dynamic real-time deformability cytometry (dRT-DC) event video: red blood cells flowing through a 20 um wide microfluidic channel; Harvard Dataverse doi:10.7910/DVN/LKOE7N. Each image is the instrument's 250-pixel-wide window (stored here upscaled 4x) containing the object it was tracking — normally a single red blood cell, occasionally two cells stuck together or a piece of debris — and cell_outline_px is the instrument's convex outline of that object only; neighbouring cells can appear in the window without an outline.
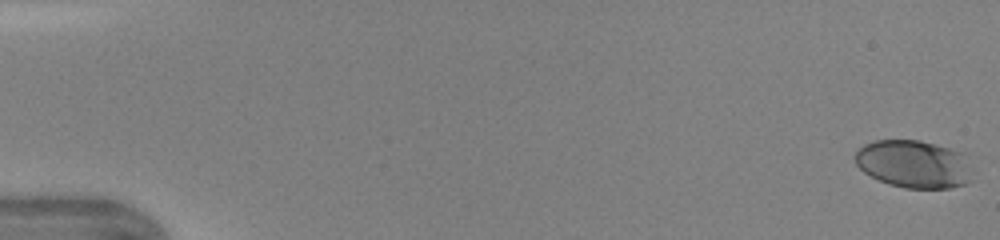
{"species": "human", "species_latin": "Homo sapiens", "temperature_condition": "warm", "stored_images_in_passage": 37, "camera_frame_rate_fps": 3000, "um_per_image_px": 0.085, "donor": {"sex": "female"}, "frame": {"image": 1, "passage_image": 1, "time_ms": 0.0, "image_size_px": [1000, 240], "cell_outline_px": [[968, 180], [964, 184], [952, 188], [904, 188], [888, 184], [864, 172], [856, 164], [852, 156], [864, 144], [876, 140], [920, 140], [964, 152]], "centroid_in_image_um": [77.58, 13.93], "position_along_channel_um": 7.4, "area_um2": 32.25}}
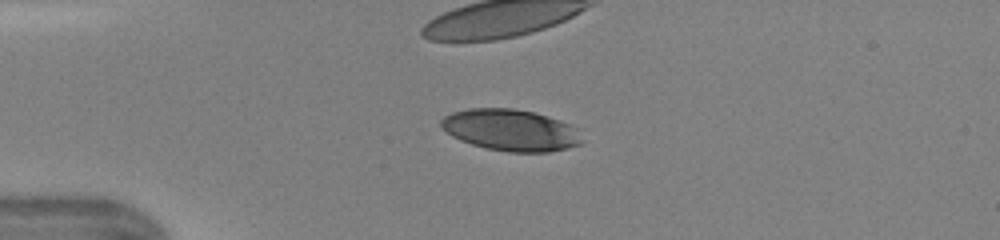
{"frame": {"image": 2, "passage_image": 12, "time_ms": 3.667, "image_size_px": [1000, 240], "cell_outline_px": [[580, 144], [568, 148], [548, 152], [508, 152], [488, 148], [472, 144], [460, 140], [452, 136], [440, 128], [440, 120], [444, 116], [452, 112], [468, 108], [512, 108], [532, 112], [548, 116], [568, 124], [576, 128], [580, 140]], "centroid_in_image_um": [43.35, 11.05], "position_along_channel_um": 41.7, "area_um2": 33.93}}